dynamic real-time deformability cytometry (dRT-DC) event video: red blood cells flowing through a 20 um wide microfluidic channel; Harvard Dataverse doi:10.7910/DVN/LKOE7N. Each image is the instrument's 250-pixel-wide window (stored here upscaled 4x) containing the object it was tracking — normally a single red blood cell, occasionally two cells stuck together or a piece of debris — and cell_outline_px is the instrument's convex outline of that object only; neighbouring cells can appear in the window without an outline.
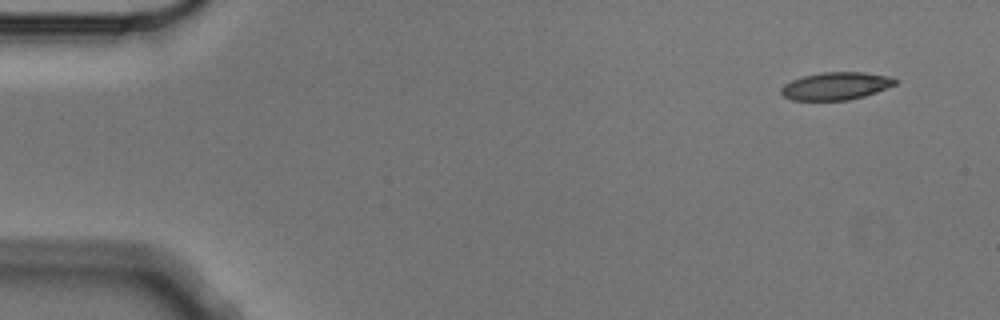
{"species": "Egyptian fruit bat (a non-hibernating species)", "species_latin": "Rousettus aegyptiacus", "temperature_condition": "cold", "stored_images_in_passage": 14, "camera_frame_rate_fps": 3000, "um_per_image_px": 0.085, "animal": {"sex": "male"}, "frame": {"image": 1, "passage_image": 1, "time_ms": 0.0, "image_size_px": [1000, 320], "cell_outline_px": [[896, 84], [876, 92], [864, 96], [848, 100], [792, 100], [784, 96], [780, 92], [780, 88], [784, 84], [800, 76], [824, 72], [864, 72], [892, 76], [896, 80]], "centroid_in_image_um": [71.04, 7.3], "position_along_channel_um": 14.0, "area_um2": 18.44}}
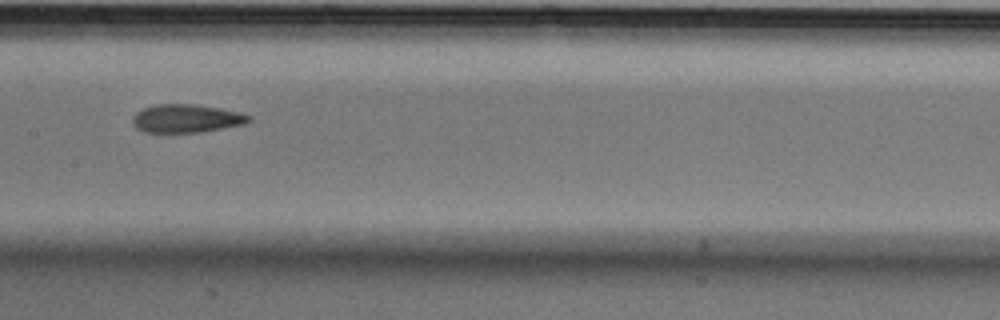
{"frame": {"image": 2, "passage_image": 7, "time_ms": 2.0, "image_size_px": [1000, 320], "cell_outline_px": [[252, 120], [244, 124], [204, 132], [144, 132], [136, 128], [132, 124], [132, 116], [136, 112], [144, 108], [156, 104], [196, 104], [240, 112], [252, 116]], "centroid_in_image_um": [15.84, 10.07], "position_along_channel_um": 191.6, "area_um2": 19.31}}
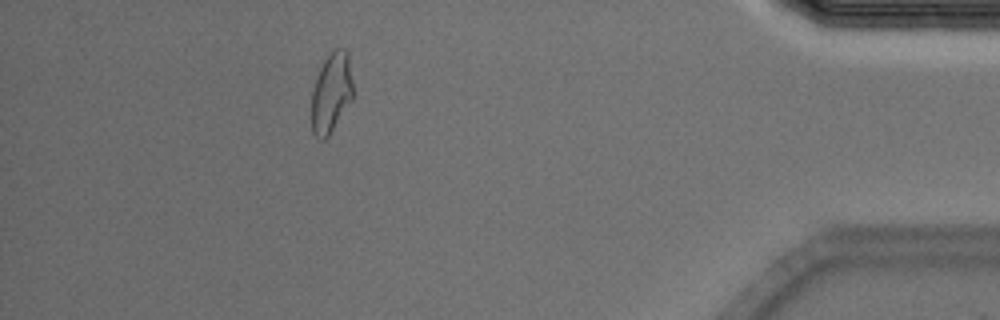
{"frame": {"image": 3, "passage_image": 13, "time_ms": 4.0, "image_size_px": [1000, 320], "cell_outline_px": [[352, 100], [328, 136], [324, 140], [320, 140], [312, 132], [312, 92], [320, 68], [324, 60], [336, 48], [344, 48], [348, 52], [352, 80]], "centroid_in_image_um": [28.17, 7.89], "position_along_channel_um": 407.0, "area_um2": 19.07}}